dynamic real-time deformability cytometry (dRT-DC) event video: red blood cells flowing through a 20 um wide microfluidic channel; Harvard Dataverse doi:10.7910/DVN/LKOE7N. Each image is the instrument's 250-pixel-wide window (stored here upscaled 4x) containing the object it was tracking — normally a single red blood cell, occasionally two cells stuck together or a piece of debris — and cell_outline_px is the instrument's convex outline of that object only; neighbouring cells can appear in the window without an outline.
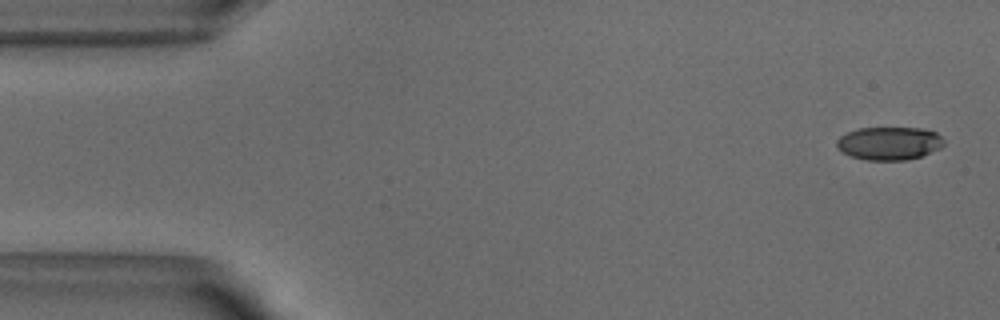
{"species": "common noctule bat (a hibernating species)", "species_latin": "Nyctalus noctula", "temperature_condition": "warm", "stored_images_in_passage": 51, "camera_frame_rate_fps": 3000, "um_per_image_px": 0.085, "animal": {"sex": "male", "body_mass_g": 18.8}, "frame": {"image": 1, "passage_image": 1, "time_ms": 0.0, "image_size_px": [1000, 320], "cell_outline_px": [[944, 144], [940, 148], [920, 156], [908, 160], [868, 160], [852, 156], [840, 152], [836, 148], [836, 140], [840, 136], [848, 132], [860, 128], [920, 128], [936, 132], [944, 140]], "centroid_in_image_um": [75.56, 12.18], "position_along_channel_um": 9.4, "area_um2": 20.69}}
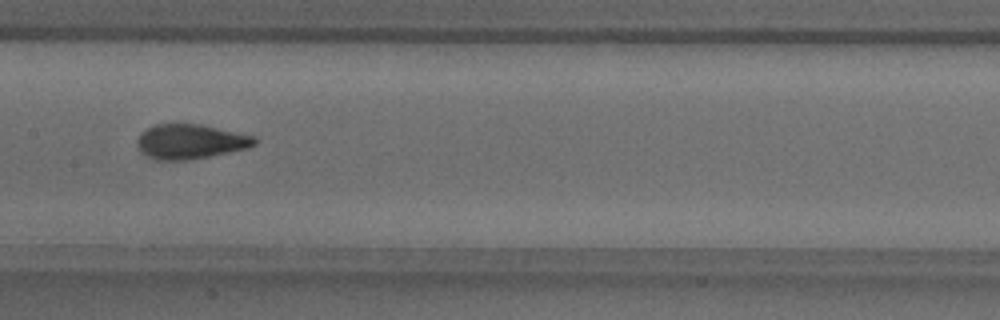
{"frame": {"image": 2, "passage_image": 24, "time_ms": 7.667, "image_size_px": [1000, 320], "cell_outline_px": [[256, 144], [248, 148], [188, 160], [156, 160], [140, 152], [136, 144], [136, 140], [152, 124], [200, 124], [256, 136]], "centroid_in_image_um": [16.18, 12.03], "position_along_channel_um": 191.2, "area_um2": 23.64}}
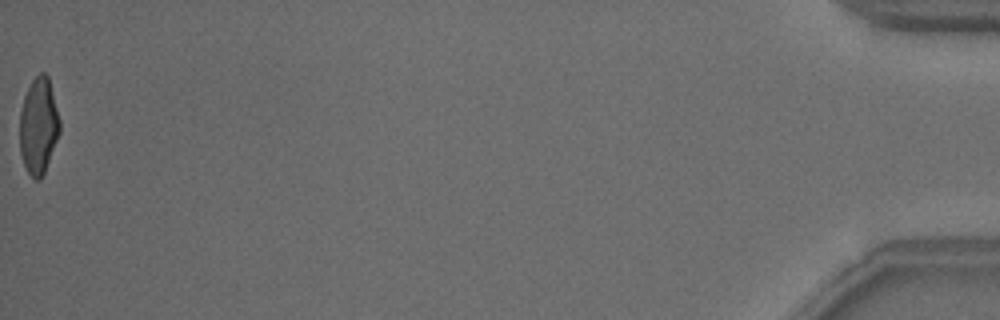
{"frame": {"image": 3, "passage_image": 51, "time_ms": 16.667, "image_size_px": [1000, 320], "cell_outline_px": [[60, 132], [44, 172], [40, 180], [36, 180], [28, 172], [24, 164], [20, 152], [20, 112], [24, 96], [32, 80], [40, 72], [44, 72], [48, 76], [60, 120]], "centroid_in_image_um": [3.28, 10.69], "position_along_channel_um": 431.9, "area_um2": 22.25}, "authors_computed_cell_mechanics": {"area_um2": 23.3512, "velocity_mm_per_s": 3.8519, "shape_relaxation_time_tau1_ms": 5.0171, "shape_relaxation_time_tau2_ms": 0.9328, "deformation_change_tau1": 0.1917, "deformation_change_tau2": 0.073}}